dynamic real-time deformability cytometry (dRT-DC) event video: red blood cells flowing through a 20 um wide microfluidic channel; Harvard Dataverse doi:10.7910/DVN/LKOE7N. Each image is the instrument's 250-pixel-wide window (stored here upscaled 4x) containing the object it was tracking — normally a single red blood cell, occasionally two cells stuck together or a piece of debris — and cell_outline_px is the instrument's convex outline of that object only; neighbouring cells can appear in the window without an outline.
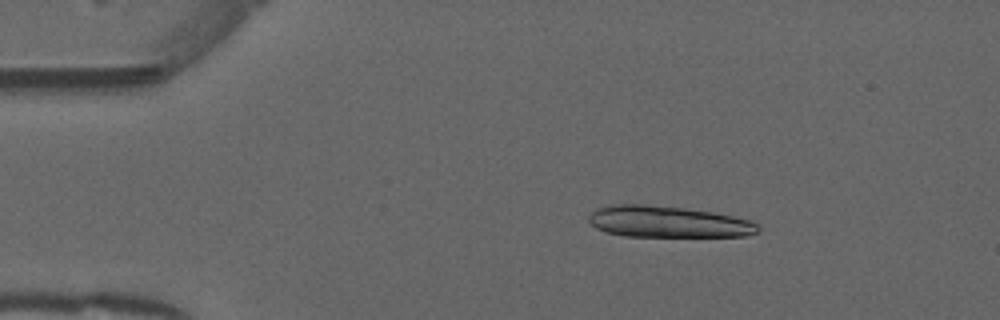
{"species": "common noctule bat (a hibernating species)", "species_latin": "Nyctalus noctula", "temperature_condition": "warm", "stored_images_in_passage": 51, "camera_frame_rate_fps": 3000, "um_per_image_px": 0.085, "animal": {"sex": "male", "forearm_length_mm": 52.5}, "frame": {"image": 1, "passage_image": 8, "time_ms": 2.333, "image_size_px": [1000, 320], "cell_outline_px": [[760, 228], [756, 232], [748, 236], [624, 236], [604, 232], [596, 228], [588, 220], [588, 216], [596, 208], [612, 204], [644, 204], [684, 208], [712, 212], [732, 216], [748, 220], [756, 224]], "centroid_in_image_um": [56.72, 18.85], "position_along_channel_um": 28.3, "area_um2": 30.92}}
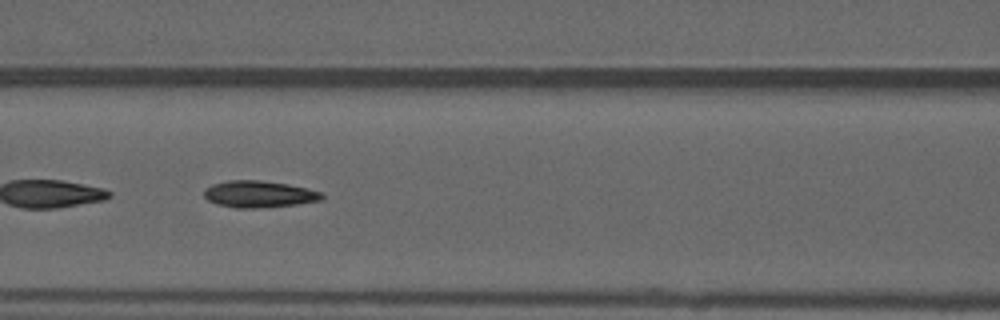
{"frame": {"image": 2, "passage_image": 22, "time_ms": 7.0, "image_size_px": [1000, 320], "cell_outline_px": [[324, 196], [320, 200], [296, 204], [256, 208], [236, 208], [216, 204], [208, 200], [204, 196], [204, 188], [212, 184], [228, 180], [260, 180], [288, 184], [308, 188], [324, 192]], "centroid_in_image_um": [22.0, 16.49], "position_along_channel_um": 144.6, "area_um2": 18.44}, "authors_computed_cell_mechanics": {"area_um2": 17.9758, "velocity_mm_per_s": 3.9675, "shape_relaxation_time_tau1_ms": null, "shape_relaxation_time_tau2_ms": 9.9947, "deformation_change_tau1": null, "deformation_change_tau2": 0.2068}}